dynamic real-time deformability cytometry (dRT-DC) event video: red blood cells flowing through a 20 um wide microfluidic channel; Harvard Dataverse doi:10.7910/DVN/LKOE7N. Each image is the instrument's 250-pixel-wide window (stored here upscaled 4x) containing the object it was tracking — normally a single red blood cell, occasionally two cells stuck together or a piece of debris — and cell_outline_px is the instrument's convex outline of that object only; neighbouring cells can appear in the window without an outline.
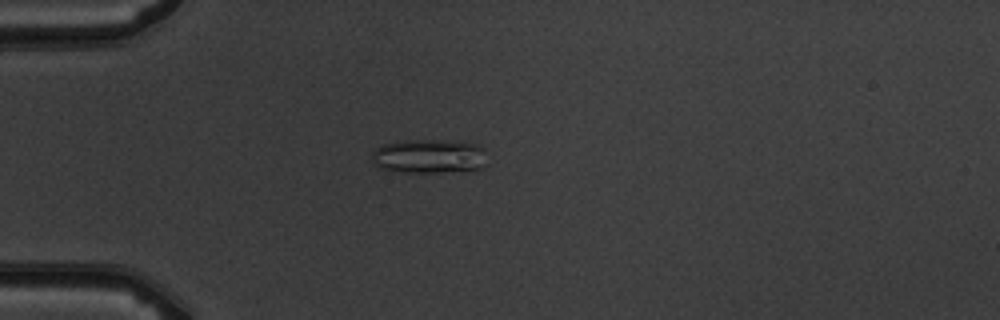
{"species": "common noctule bat (a hibernating species)", "species_latin": "Nyctalus noctula", "temperature_condition": "warm", "stored_images_in_passage": 4, "camera_frame_rate_fps": 3000, "um_per_image_px": 0.085, "animal": {"sex": "male", "body_mass_g": 19.5, "forearm_length_mm": 54.6}, "frame": {"image": 1, "passage_image": 4, "time_ms": 3.667, "image_size_px": [1000, 320], "cell_outline_px": [[488, 164], [480, 168], [468, 172], [400, 172], [380, 168], [372, 164], [372, 152], [376, 148], [384, 144], [404, 140], [460, 140], [476, 144], [484, 148]], "centroid_in_image_um": [36.54, 13.29], "position_along_channel_um": 48.5, "area_um2": 23.7}}